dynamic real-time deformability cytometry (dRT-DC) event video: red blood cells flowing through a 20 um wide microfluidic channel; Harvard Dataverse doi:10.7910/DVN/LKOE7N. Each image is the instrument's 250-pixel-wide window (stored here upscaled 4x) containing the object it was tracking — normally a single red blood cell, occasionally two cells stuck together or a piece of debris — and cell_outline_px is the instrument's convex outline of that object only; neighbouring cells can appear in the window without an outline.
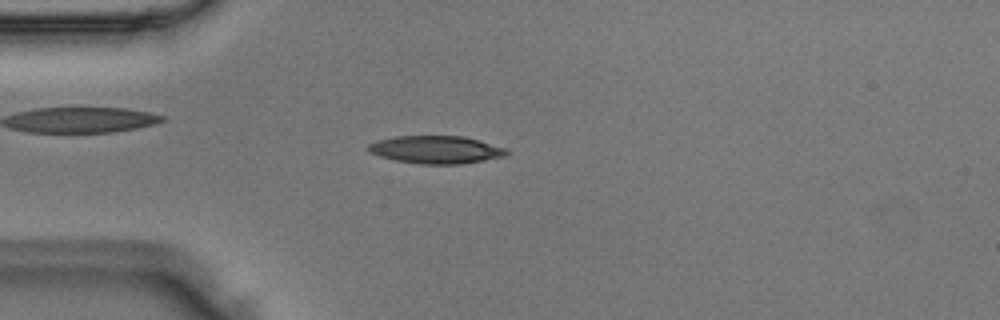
{"species": "Egyptian fruit bat (a non-hibernating species)", "species_latin": "Rousettus aegyptiacus", "temperature_condition": "room temperature", "stored_images_in_passage": 48, "camera_frame_rate_fps": 3000, "um_per_image_px": 0.085, "animal": {"sex": "male"}, "frame": {"image": 1, "passage_image": 12, "time_ms": 3.667, "image_size_px": [1000, 320], "cell_outline_px": [[512, 152], [504, 156], [484, 160], [460, 164], [420, 164], [396, 160], [380, 156], [372, 152], [368, 148], [368, 144], [376, 140], [396, 136], [464, 136], [480, 140], [504, 148]], "centroid_in_image_um": [37.08, 12.71], "position_along_channel_um": 47.9, "area_um2": 22.25}}
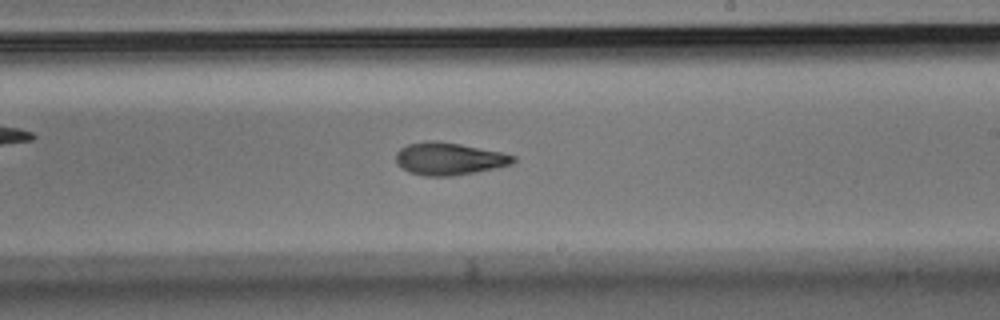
{"frame": {"image": 2, "passage_image": 28, "time_ms": 9.0, "image_size_px": [1000, 320], "cell_outline_px": [[516, 160], [512, 164], [496, 168], [476, 172], [452, 176], [428, 176], [408, 172], [396, 160], [396, 152], [400, 148], [408, 144], [428, 140], [436, 140], [460, 144], [500, 152], [516, 156]], "centroid_in_image_um": [38.18, 13.49], "position_along_channel_um": 250.8, "area_um2": 22.08}}
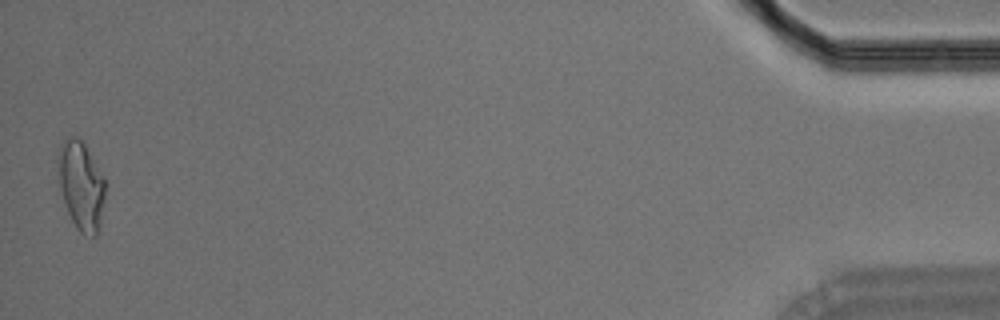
{"frame": {"image": 3, "passage_image": 48, "time_ms": 15.667, "image_size_px": [1000, 320], "cell_outline_px": [[104, 200], [100, 224], [96, 236], [84, 236], [76, 228], [68, 212], [60, 188], [56, 160], [64, 144], [72, 136], [76, 136], [84, 144], [104, 176]], "centroid_in_image_um": [6.9, 15.83], "position_along_channel_um": 428.3, "area_um2": 23.93}}